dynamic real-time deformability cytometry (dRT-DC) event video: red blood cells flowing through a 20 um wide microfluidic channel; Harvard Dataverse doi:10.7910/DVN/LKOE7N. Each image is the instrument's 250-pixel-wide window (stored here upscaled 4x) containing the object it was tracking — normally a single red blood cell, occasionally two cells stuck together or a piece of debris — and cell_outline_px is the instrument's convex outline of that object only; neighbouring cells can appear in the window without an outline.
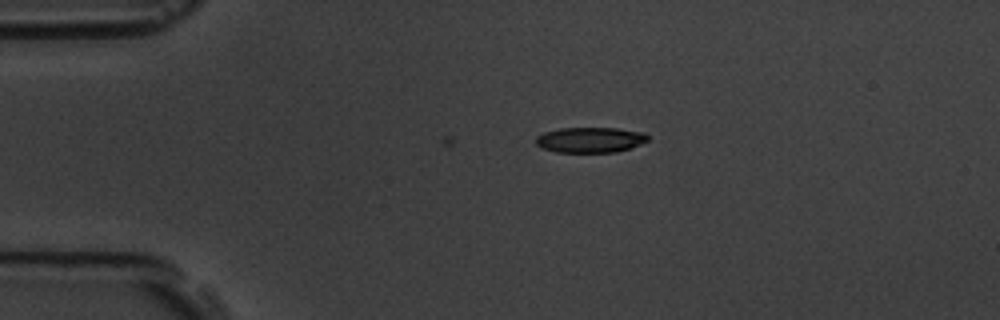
{"species": "common noctule bat (a hibernating species)", "species_latin": "Nyctalus noctula", "temperature_condition": "room temperature", "stored_images_in_passage": 2, "camera_frame_rate_fps": 3000, "um_per_image_px": 0.085, "animal": {"sex": "male", "body_mass_g": 19.5, "forearm_length_mm": 54.6}, "frame": {"image": 1, "passage_image": 2, "time_ms": 1.0, "image_size_px": [1000, 320], "cell_outline_px": [[648, 140], [640, 144], [616, 152], [556, 152], [540, 148], [536, 144], [536, 136], [544, 132], [560, 128], [616, 128], [644, 132], [648, 136]], "centroid_in_image_um": [50.13, 11.88], "position_along_channel_um": 34.9, "area_um2": 16.59}}